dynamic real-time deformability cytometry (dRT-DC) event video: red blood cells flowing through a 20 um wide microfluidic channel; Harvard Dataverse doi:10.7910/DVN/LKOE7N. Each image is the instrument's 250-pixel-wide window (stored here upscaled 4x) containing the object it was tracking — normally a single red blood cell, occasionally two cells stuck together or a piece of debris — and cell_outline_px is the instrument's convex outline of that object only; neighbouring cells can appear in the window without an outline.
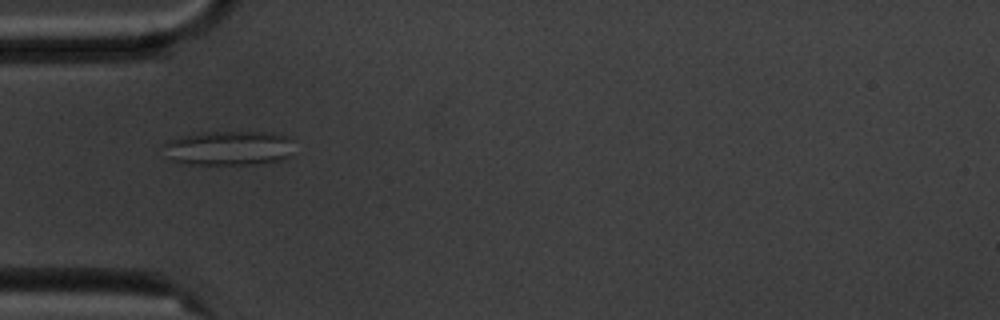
{"species": "common noctule bat (a hibernating species)", "species_latin": "Nyctalus noctula", "temperature_condition": "cold", "stored_images_in_passage": 5, "camera_frame_rate_fps": 3000, "um_per_image_px": 0.085, "animal": {"sex": "male", "body_mass_g": 20.1, "forearm_length_mm": 53.5}, "frame": {"image": 1, "passage_image": 1, "time_ms": 0.0, "image_size_px": [1000, 320], "cell_outline_px": [[292, 140], [288, 156], [284, 160], [252, 164], [184, 164], [168, 160], [164, 144], [168, 140], [184, 136], [204, 132], [264, 132], [284, 136]], "centroid_in_image_um": [19.4, 12.6], "position_along_channel_um": 65.6, "area_um2": 26.01}}
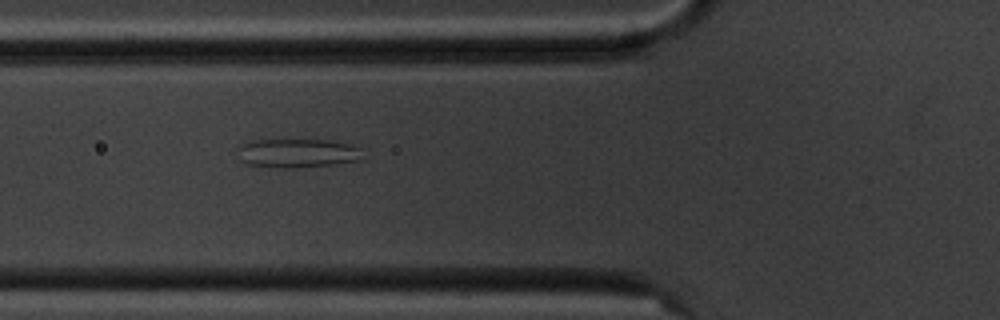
{"frame": {"image": 2, "passage_image": 2, "time_ms": 1.0, "image_size_px": [1000, 320], "cell_outline_px": [[360, 160], [336, 164], [296, 168], [280, 168], [244, 164], [240, 148], [240, 144], [248, 140], [328, 140], [360, 144]], "centroid_in_image_um": [25.35, 13.01], "position_along_channel_um": 100.5, "area_um2": 21.21}}
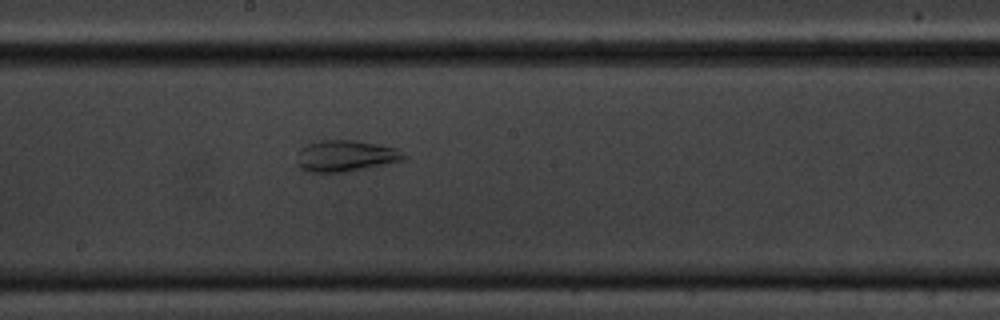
{"frame": {"image": 3, "passage_image": 5, "time_ms": 4.333, "image_size_px": [1000, 320], "cell_outline_px": [[408, 156], [404, 160], [344, 172], [308, 172], [300, 168], [296, 160], [300, 148], [308, 144], [320, 140], [356, 140], [396, 148]], "centroid_in_image_um": [29.35, 13.25], "position_along_channel_um": 218.8, "area_um2": 19.42}}